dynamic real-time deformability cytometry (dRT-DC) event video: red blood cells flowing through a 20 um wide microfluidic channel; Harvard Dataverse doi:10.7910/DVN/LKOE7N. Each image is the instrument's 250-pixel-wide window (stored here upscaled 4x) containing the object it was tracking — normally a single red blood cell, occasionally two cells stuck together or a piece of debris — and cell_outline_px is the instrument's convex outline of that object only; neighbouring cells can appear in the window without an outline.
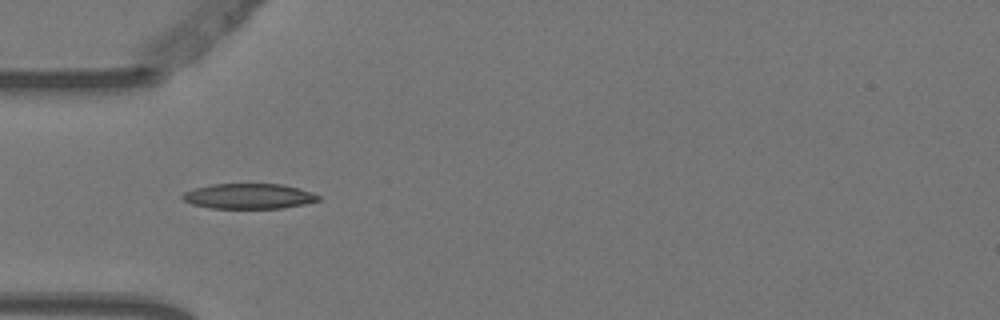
{"species": "Egyptian fruit bat (a non-hibernating species)", "species_latin": "Rousettus aegyptiacus", "temperature_condition": "warm", "stored_images_in_passage": 6, "camera_frame_rate_fps": 3000, "um_per_image_px": 0.085, "animal": {"sex": "female"}, "frame": {"image": 1, "passage_image": 2, "time_ms": 0.333, "image_size_px": [1000, 320], "cell_outline_px": [[320, 200], [304, 204], [284, 208], [212, 208], [192, 204], [184, 200], [180, 196], [184, 192], [196, 188], [212, 184], [284, 184], [300, 188], [312, 192], [320, 196]], "centroid_in_image_um": [21.18, 16.67], "position_along_channel_um": 63.8, "area_um2": 20.0}}
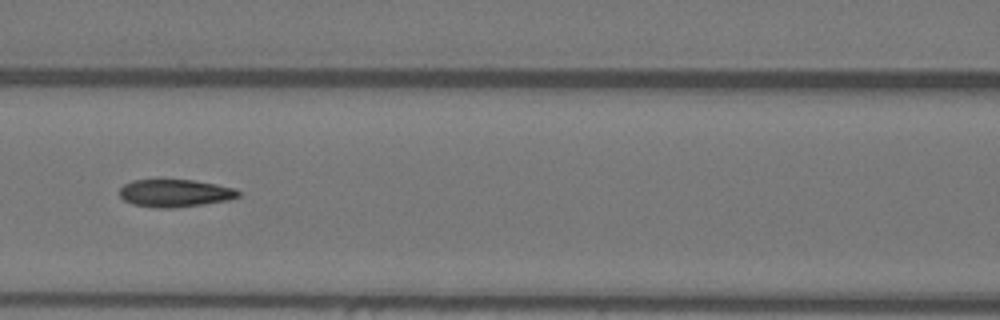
{"frame": {"image": 2, "passage_image": 4, "time_ms": 1.0, "image_size_px": [1000, 320], "cell_outline_px": [[240, 196], [228, 200], [204, 204], [172, 208], [156, 208], [132, 204], [124, 200], [120, 196], [120, 188], [124, 184], [132, 180], [192, 180], [216, 184], [236, 188], [240, 192]], "centroid_in_image_um": [14.88, 16.42], "position_along_channel_um": 151.7, "area_um2": 19.13}}
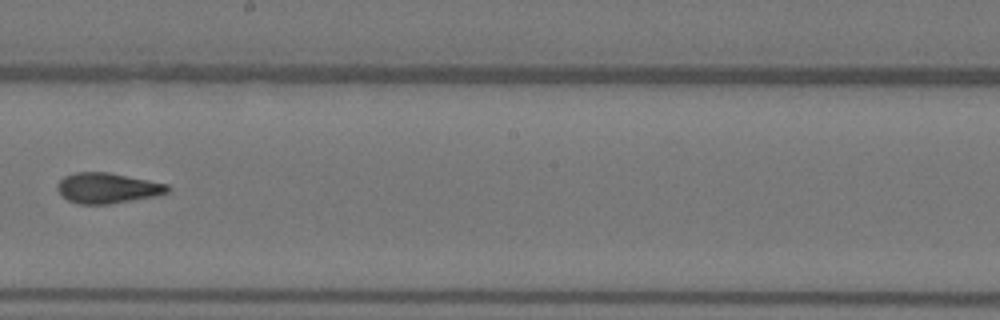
{"frame": {"image": 3, "passage_image": 6, "time_ms": 1.667, "image_size_px": [1000, 320], "cell_outline_px": [[172, 188], [168, 192], [156, 196], [108, 204], [80, 204], [68, 200], [56, 188], [56, 184], [64, 176], [76, 172], [108, 172], [168, 184]], "centroid_in_image_um": [9.14, 15.98], "position_along_channel_um": 239.1, "area_um2": 19.48}}